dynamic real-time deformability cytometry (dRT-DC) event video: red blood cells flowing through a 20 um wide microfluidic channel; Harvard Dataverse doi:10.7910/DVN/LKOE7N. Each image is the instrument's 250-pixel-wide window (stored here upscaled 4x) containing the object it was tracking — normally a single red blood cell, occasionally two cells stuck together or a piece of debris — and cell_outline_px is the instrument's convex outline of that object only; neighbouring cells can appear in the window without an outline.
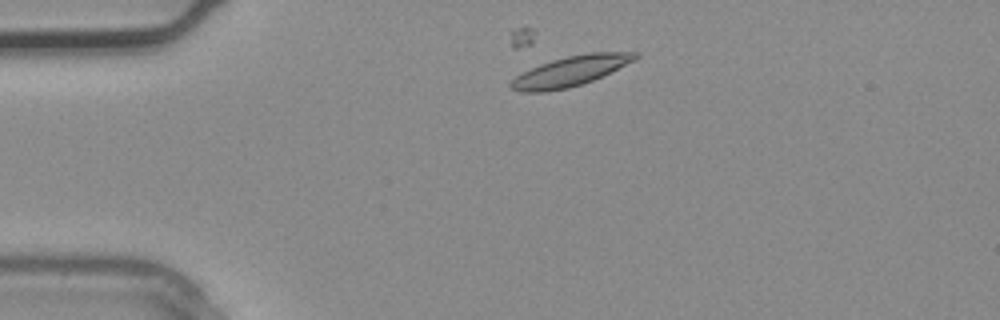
{"species": "common noctule bat (a hibernating species)", "species_latin": "Nyctalus noctula", "temperature_condition": "warm", "stored_images_in_passage": 2, "camera_frame_rate_fps": 3000, "um_per_image_px": 0.085, "animal": {"sex": "male", "body_mass_g": 20.4}, "frame": {"image": 1, "passage_image": 1, "time_ms": 0.0, "image_size_px": [1000, 320], "cell_outline_px": [[640, 56], [592, 80], [568, 88], [544, 92], [520, 92], [512, 88], [508, 84], [516, 76], [540, 64], [552, 60], [568, 56], [588, 52], [640, 52]], "centroid_in_image_um": [48.44, 6.05], "position_along_channel_um": 36.6, "area_um2": 21.21}}